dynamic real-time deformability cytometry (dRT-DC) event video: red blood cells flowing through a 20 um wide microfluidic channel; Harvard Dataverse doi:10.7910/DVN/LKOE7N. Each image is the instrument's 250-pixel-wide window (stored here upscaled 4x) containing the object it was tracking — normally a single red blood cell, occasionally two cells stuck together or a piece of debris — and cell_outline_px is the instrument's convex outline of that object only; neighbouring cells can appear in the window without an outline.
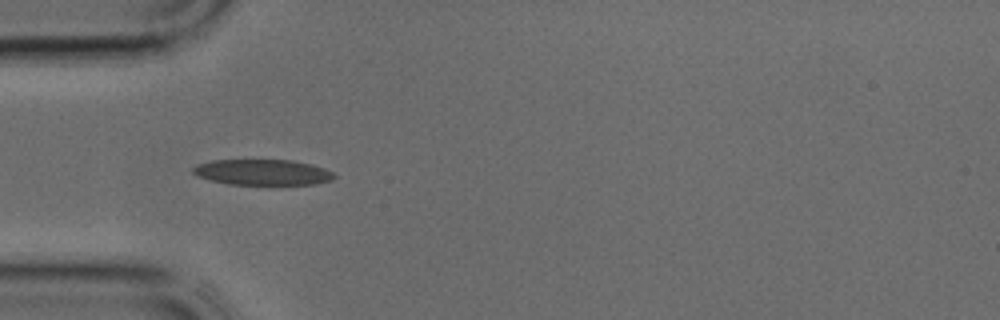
{"species": "common noctule bat (a hibernating species)", "species_latin": "Nyctalus noctula", "temperature_condition": "cold", "stored_images_in_passage": 10, "camera_frame_rate_fps": 3000, "um_per_image_px": 0.085, "animal": {"sex": "male", "body_mass_g": 17.9, "forearm_length_mm": 54.2}, "frame": {"image": 1, "passage_image": 1, "time_ms": 0.0, "image_size_px": [1000, 320], "cell_outline_px": [[336, 176], [332, 180], [316, 184], [268, 188], [228, 184], [196, 176], [192, 172], [192, 168], [196, 164], [212, 160], [292, 160], [312, 164], [324, 168], [332, 172]], "centroid_in_image_um": [22.35, 14.7], "position_along_channel_um": 62.7, "area_um2": 22.43}}